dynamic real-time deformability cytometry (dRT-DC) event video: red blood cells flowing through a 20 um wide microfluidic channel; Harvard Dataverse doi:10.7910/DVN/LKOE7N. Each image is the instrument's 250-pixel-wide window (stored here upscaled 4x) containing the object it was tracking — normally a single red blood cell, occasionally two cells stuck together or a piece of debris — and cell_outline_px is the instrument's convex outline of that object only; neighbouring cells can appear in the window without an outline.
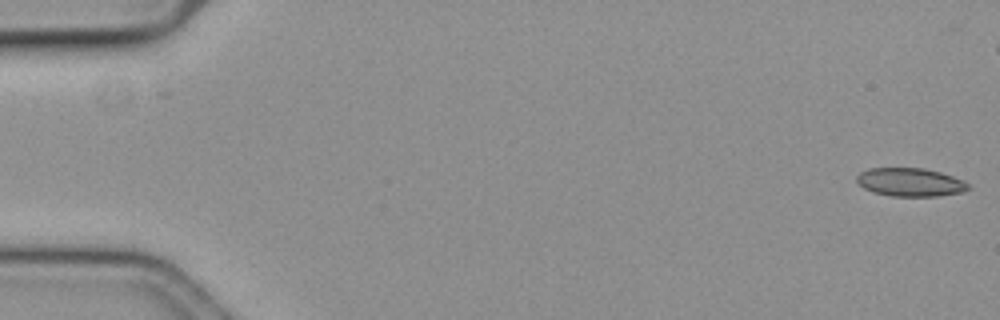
{"species": "common noctule bat (a hibernating species)", "species_latin": "Nyctalus noctula", "temperature_condition": "cold", "stored_images_in_passage": 6, "camera_frame_rate_fps": 3000, "um_per_image_px": 0.085, "animal": {"sex": "female", "body_mass_g": 19.3, "forearm_length_mm": 54.1}, "frame": {"image": 1, "passage_image": 1, "time_ms": 0.0, "image_size_px": [1000, 320], "cell_outline_px": [[968, 188], [960, 192], [936, 196], [892, 196], [876, 192], [864, 188], [856, 180], [856, 176], [860, 172], [868, 168], [924, 168], [940, 172], [964, 180], [968, 184]], "centroid_in_image_um": [77.35, 15.47], "position_along_channel_um": 7.7, "area_um2": 18.21}}